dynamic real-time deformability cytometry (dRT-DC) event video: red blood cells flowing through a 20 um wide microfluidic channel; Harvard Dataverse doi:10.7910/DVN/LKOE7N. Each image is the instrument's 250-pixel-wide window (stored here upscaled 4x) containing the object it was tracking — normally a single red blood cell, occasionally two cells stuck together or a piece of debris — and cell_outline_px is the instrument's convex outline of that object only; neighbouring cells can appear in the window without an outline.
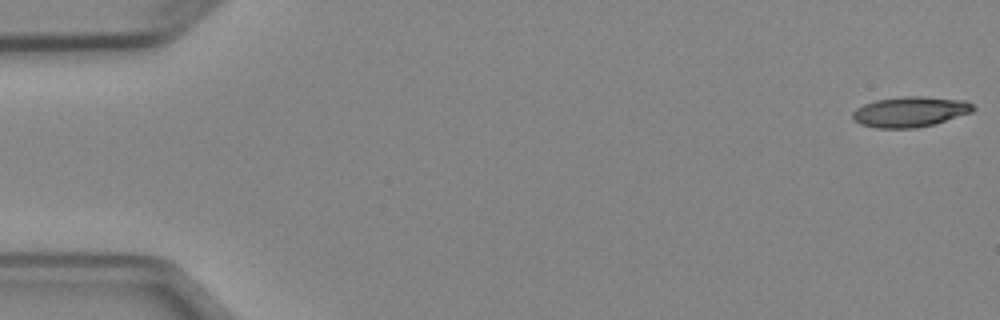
{"species": "Egyptian fruit bat (a non-hibernating species)", "species_latin": "Rousettus aegyptiacus", "temperature_condition": "cold", "stored_images_in_passage": 5, "camera_frame_rate_fps": 3000, "um_per_image_px": 0.085, "animal": {"sex": "female"}, "frame": {"image": 1, "passage_image": 1, "time_ms": 0.0, "image_size_px": [1000, 320], "cell_outline_px": [[976, 108], [972, 112], [932, 124], [916, 128], [876, 128], [860, 124], [852, 120], [852, 112], [856, 108], [864, 104], [876, 100], [900, 96], [924, 96], [964, 100], [972, 104]], "centroid_in_image_um": [77.32, 9.49], "position_along_channel_um": 7.7, "area_um2": 21.39}}
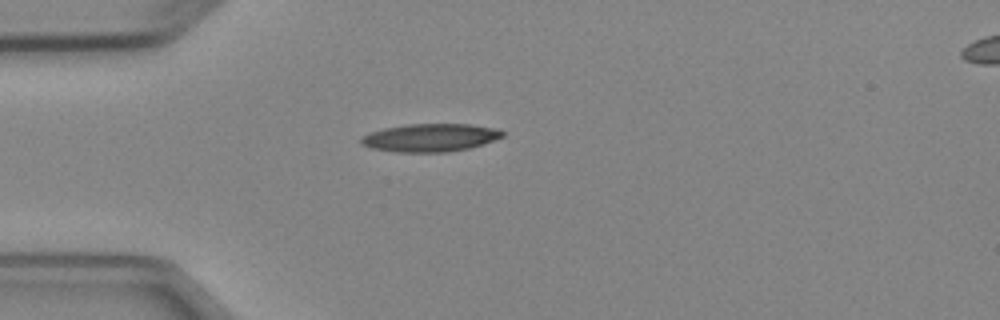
{"frame": {"image": 2, "passage_image": 4, "time_ms": 4.333, "image_size_px": [1000, 320], "cell_outline_px": [[504, 136], [484, 144], [468, 148], [448, 152], [396, 152], [372, 148], [360, 144], [360, 136], [384, 128], [408, 124], [468, 124], [496, 128], [504, 132]], "centroid_in_image_um": [36.56, 11.7], "position_along_channel_um": 48.4, "area_um2": 23.06}}